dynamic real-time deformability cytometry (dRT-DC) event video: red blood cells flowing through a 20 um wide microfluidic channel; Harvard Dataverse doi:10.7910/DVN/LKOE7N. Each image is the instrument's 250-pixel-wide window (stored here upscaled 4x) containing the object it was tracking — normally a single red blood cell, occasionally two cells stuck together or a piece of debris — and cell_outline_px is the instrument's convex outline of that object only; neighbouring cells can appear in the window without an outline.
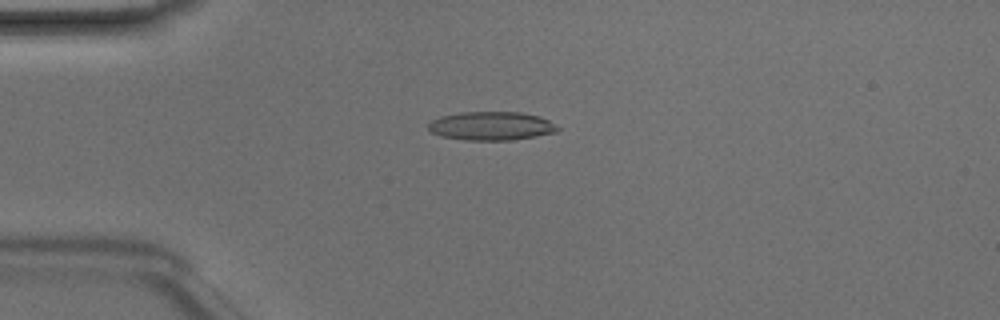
{"species": "Egyptian fruit bat (a non-hibernating species)", "species_latin": "Rousettus aegyptiacus", "temperature_condition": "room temperature", "stored_images_in_passage": 48, "camera_frame_rate_fps": 3000, "um_per_image_px": 0.085, "animal": {"sex": "male"}, "frame": {"image": 1, "passage_image": 12, "time_ms": 3.667, "image_size_px": [1000, 320], "cell_outline_px": [[560, 128], [556, 132], [536, 136], [512, 140], [464, 140], [440, 136], [432, 132], [428, 128], [428, 124], [432, 120], [440, 116], [460, 112], [520, 112], [540, 116], [548, 120]], "centroid_in_image_um": [41.75, 10.7], "position_along_channel_um": 43.3, "area_um2": 21.62}}
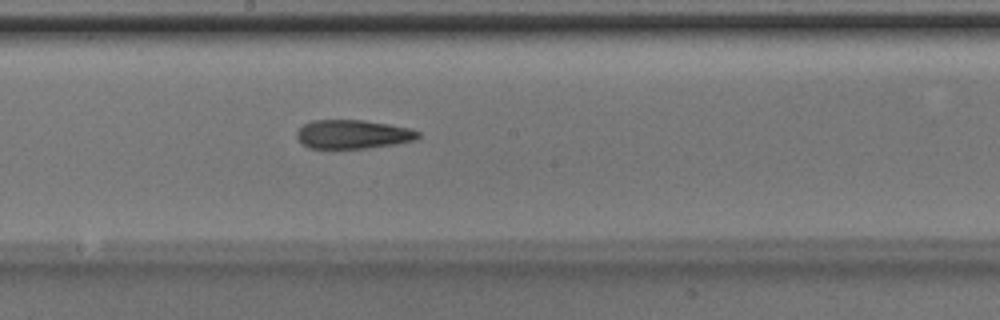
{"frame": {"image": 2, "passage_image": 26, "time_ms": 8.333, "image_size_px": [1000, 320], "cell_outline_px": [[420, 136], [416, 140], [396, 144], [368, 148], [308, 148], [300, 144], [296, 136], [296, 132], [304, 124], [312, 120], [364, 120], [388, 124], [408, 128], [420, 132]], "centroid_in_image_um": [29.97, 11.42], "position_along_channel_um": 218.2, "area_um2": 20.52}}
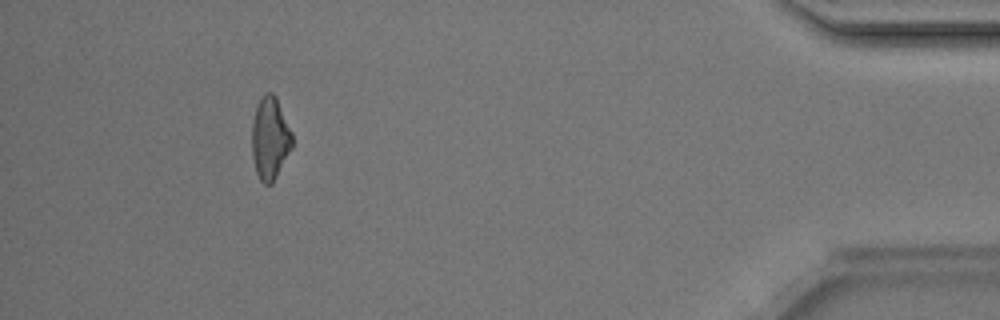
{"frame": {"image": 3, "passage_image": 44, "time_ms": 14.333, "image_size_px": [1000, 320], "cell_outline_px": [[292, 148], [272, 184], [264, 184], [260, 180], [256, 172], [252, 156], [252, 120], [256, 108], [264, 92], [272, 92], [276, 96], [292, 132]], "centroid_in_image_um": [22.95, 11.75], "position_along_channel_um": 412.2, "area_um2": 19.42}, "authors_computed_cell_mechanics": {"area_um2": 20.5768, "velocity_mm_per_s": 4.233, "shape_relaxation_time_tau1_ms": 6.4411, "shape_relaxation_time_tau2_ms": 3.4979, "deformation_change_tau1": 0.2028, "deformation_change_tau2": 0.1592}}